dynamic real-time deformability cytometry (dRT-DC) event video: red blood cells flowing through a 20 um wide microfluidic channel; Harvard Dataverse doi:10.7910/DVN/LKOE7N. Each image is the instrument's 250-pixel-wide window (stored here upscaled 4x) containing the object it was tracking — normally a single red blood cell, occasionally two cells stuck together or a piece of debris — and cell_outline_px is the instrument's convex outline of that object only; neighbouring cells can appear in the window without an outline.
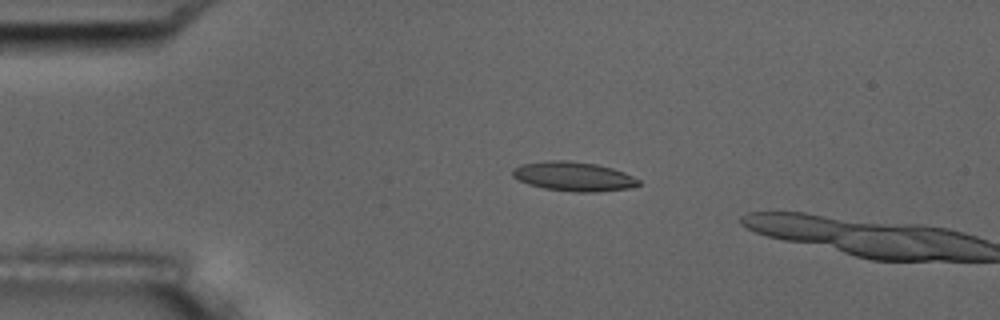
{"species": "common noctule bat (a hibernating species)", "species_latin": "Nyctalus noctula", "temperature_condition": "room temperature", "stored_images_in_passage": 5, "camera_frame_rate_fps": 3000, "um_per_image_px": 0.085, "animal": {"sex": "male", "body_mass_g": 17.5, "forearm_length_mm": 52.3}, "frame": {"image": 1, "passage_image": 4, "time_ms": 3.333, "image_size_px": [1000, 320], "cell_outline_px": [[640, 184], [632, 188], [596, 192], [572, 192], [544, 188], [528, 184], [512, 176], [512, 168], [520, 164], [552, 160], [568, 160], [596, 164], [612, 168], [624, 172], [640, 180]], "centroid_in_image_um": [48.76, 15.0], "position_along_channel_um": 36.2, "area_um2": 21.62}}